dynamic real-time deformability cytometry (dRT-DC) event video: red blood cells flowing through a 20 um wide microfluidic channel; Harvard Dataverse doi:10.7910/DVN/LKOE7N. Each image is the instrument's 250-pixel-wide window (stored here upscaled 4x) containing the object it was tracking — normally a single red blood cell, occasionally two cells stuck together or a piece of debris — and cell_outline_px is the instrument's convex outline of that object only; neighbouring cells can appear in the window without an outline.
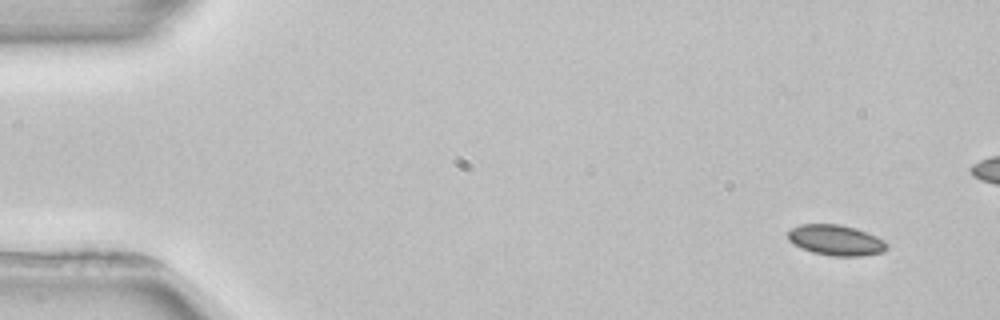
{"species": "common noctule bat (a hibernating species)", "species_latin": "Nyctalus noctula", "temperature_condition": "room temperature", "stored_images_in_passage": 4, "camera_frame_rate_fps": 3000, "um_per_image_px": 0.085, "animal": {"sex": "female", "body_mass_g": 22.7, "forearm_length_mm": 54.2}, "frame": {"image": 1, "passage_image": 1, "time_ms": 0.0, "image_size_px": [1000, 320], "cell_outline_px": [[888, 248], [884, 252], [864, 256], [832, 256], [812, 252], [800, 248], [788, 240], [788, 232], [792, 228], [800, 224], [840, 224], [856, 228], [876, 236], [884, 240], [888, 244]], "centroid_in_image_um": [71.07, 20.42], "position_along_channel_um": 13.9, "area_um2": 17.8}}